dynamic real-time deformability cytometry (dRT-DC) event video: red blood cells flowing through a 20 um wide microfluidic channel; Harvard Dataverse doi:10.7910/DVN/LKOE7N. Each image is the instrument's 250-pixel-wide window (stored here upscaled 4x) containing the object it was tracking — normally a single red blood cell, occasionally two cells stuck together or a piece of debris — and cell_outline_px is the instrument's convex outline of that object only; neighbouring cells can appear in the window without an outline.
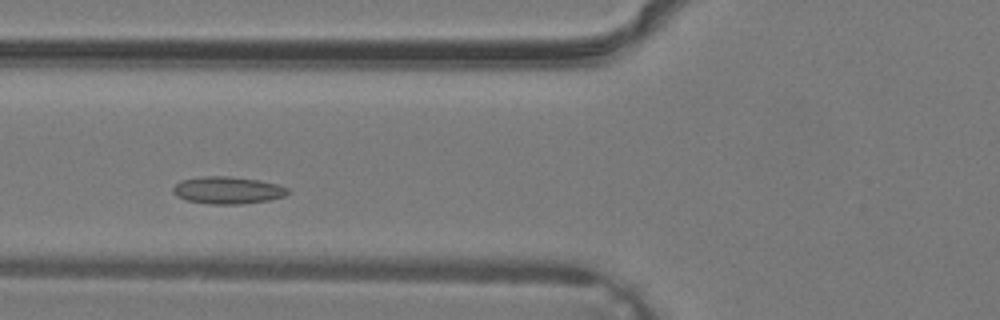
{"species": "common noctule bat (a hibernating species)", "species_latin": "Nyctalus noctula", "temperature_condition": "warm", "stored_images_in_passage": 26, "camera_frame_rate_fps": 3000, "um_per_image_px": 0.085, "animal": {"sex": "male", "body_mass_g": 19.2, "forearm_length_mm": 51.8}, "frame": {"image": 1, "passage_image": 7, "time_ms": 2.0, "image_size_px": [1000, 320], "cell_outline_px": [[288, 192], [284, 196], [268, 200], [240, 204], [212, 204], [188, 200], [176, 196], [172, 192], [172, 188], [180, 180], [200, 176], [228, 176], [256, 180], [276, 184], [288, 188]], "centroid_in_image_um": [19.3, 16.16], "position_along_channel_um": 106.5, "area_um2": 18.03}}
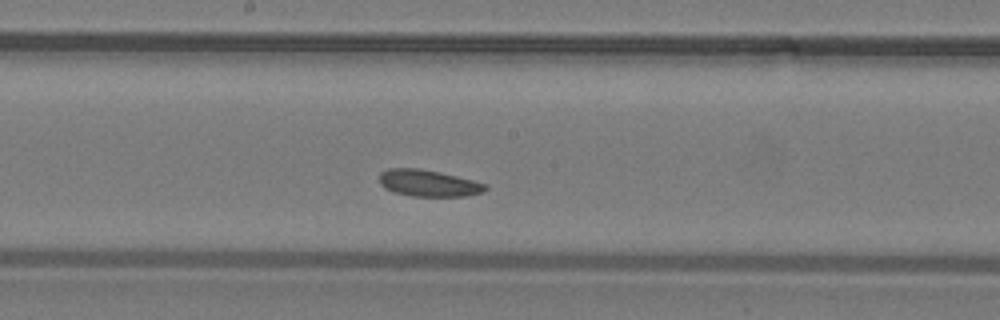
{"frame": {"image": 2, "passage_image": 13, "time_ms": 4.0, "image_size_px": [1000, 320], "cell_outline_px": [[488, 188], [480, 192], [464, 196], [412, 196], [396, 192], [384, 188], [380, 184], [380, 172], [388, 168], [420, 168], [440, 172], [488, 184]], "centroid_in_image_um": [36.39, 15.56], "position_along_channel_um": 211.8, "area_um2": 16.36}}
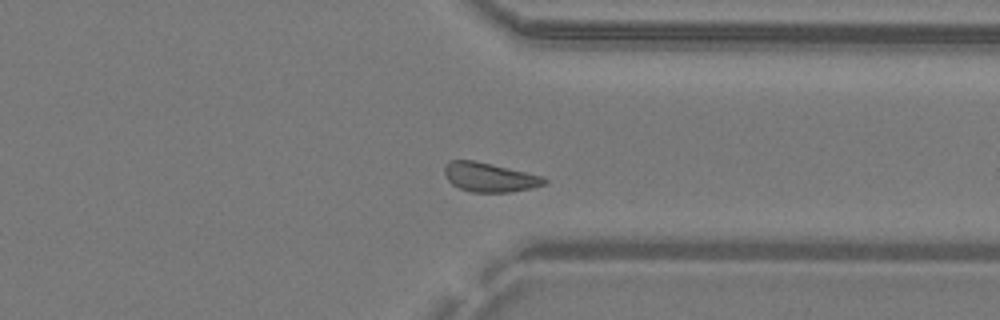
{"frame": {"image": 3, "passage_image": 22, "time_ms": 7.0, "image_size_px": [1000, 320], "cell_outline_px": [[548, 180], [544, 184], [532, 188], [512, 192], [472, 192], [460, 188], [452, 184], [448, 180], [444, 172], [444, 168], [448, 160], [472, 160], [544, 176]], "centroid_in_image_um": [41.61, 15.07], "position_along_channel_um": 369.8, "area_um2": 16.88}}